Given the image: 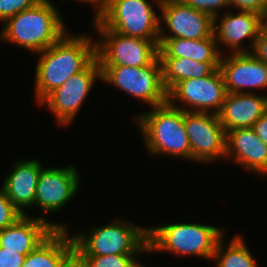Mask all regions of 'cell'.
Masks as SVG:
<instances>
[{"mask_svg":"<svg viewBox=\"0 0 267 267\" xmlns=\"http://www.w3.org/2000/svg\"><path fill=\"white\" fill-rule=\"evenodd\" d=\"M223 238L218 242L212 258L217 262L216 267H257V261L245 245L244 238L235 235L227 247Z\"/></svg>","mask_w":267,"mask_h":267,"instance_id":"23","label":"cell"},{"mask_svg":"<svg viewBox=\"0 0 267 267\" xmlns=\"http://www.w3.org/2000/svg\"><path fill=\"white\" fill-rule=\"evenodd\" d=\"M69 35L37 53L35 69L36 103H40L72 75L82 71L96 57V42L86 34Z\"/></svg>","mask_w":267,"mask_h":267,"instance_id":"1","label":"cell"},{"mask_svg":"<svg viewBox=\"0 0 267 267\" xmlns=\"http://www.w3.org/2000/svg\"><path fill=\"white\" fill-rule=\"evenodd\" d=\"M101 80L129 93L152 107L167 102L168 92L163 84L159 57L145 67L100 66Z\"/></svg>","mask_w":267,"mask_h":267,"instance_id":"7","label":"cell"},{"mask_svg":"<svg viewBox=\"0 0 267 267\" xmlns=\"http://www.w3.org/2000/svg\"><path fill=\"white\" fill-rule=\"evenodd\" d=\"M86 267H136L137 254L77 255Z\"/></svg>","mask_w":267,"mask_h":267,"instance_id":"24","label":"cell"},{"mask_svg":"<svg viewBox=\"0 0 267 267\" xmlns=\"http://www.w3.org/2000/svg\"><path fill=\"white\" fill-rule=\"evenodd\" d=\"M261 29L267 33V11L261 13Z\"/></svg>","mask_w":267,"mask_h":267,"instance_id":"34","label":"cell"},{"mask_svg":"<svg viewBox=\"0 0 267 267\" xmlns=\"http://www.w3.org/2000/svg\"><path fill=\"white\" fill-rule=\"evenodd\" d=\"M88 233L73 235L76 255L148 253V227L116 218L108 225L91 227Z\"/></svg>","mask_w":267,"mask_h":267,"instance_id":"5","label":"cell"},{"mask_svg":"<svg viewBox=\"0 0 267 267\" xmlns=\"http://www.w3.org/2000/svg\"><path fill=\"white\" fill-rule=\"evenodd\" d=\"M42 166L36 159L15 162L12 171L3 181L2 189L22 215H26L25 208L34 206Z\"/></svg>","mask_w":267,"mask_h":267,"instance_id":"19","label":"cell"},{"mask_svg":"<svg viewBox=\"0 0 267 267\" xmlns=\"http://www.w3.org/2000/svg\"><path fill=\"white\" fill-rule=\"evenodd\" d=\"M222 18V19H221ZM221 18H213V35L217 44H222L233 53H251L243 45L244 39L250 38L249 47L253 49L255 40L261 29V14L254 11L240 10L237 14L224 13ZM218 19L219 24H217Z\"/></svg>","mask_w":267,"mask_h":267,"instance_id":"16","label":"cell"},{"mask_svg":"<svg viewBox=\"0 0 267 267\" xmlns=\"http://www.w3.org/2000/svg\"><path fill=\"white\" fill-rule=\"evenodd\" d=\"M101 80L100 63L95 57L82 71L72 75L59 88L51 92L41 103L51 110L59 126L73 122L95 80Z\"/></svg>","mask_w":267,"mask_h":267,"instance_id":"10","label":"cell"},{"mask_svg":"<svg viewBox=\"0 0 267 267\" xmlns=\"http://www.w3.org/2000/svg\"><path fill=\"white\" fill-rule=\"evenodd\" d=\"M184 125L192 161L211 163L225 158L226 132L218 114L184 111Z\"/></svg>","mask_w":267,"mask_h":267,"instance_id":"11","label":"cell"},{"mask_svg":"<svg viewBox=\"0 0 267 267\" xmlns=\"http://www.w3.org/2000/svg\"><path fill=\"white\" fill-rule=\"evenodd\" d=\"M224 231L202 223H174L148 227V252L166 251L211 259Z\"/></svg>","mask_w":267,"mask_h":267,"instance_id":"4","label":"cell"},{"mask_svg":"<svg viewBox=\"0 0 267 267\" xmlns=\"http://www.w3.org/2000/svg\"><path fill=\"white\" fill-rule=\"evenodd\" d=\"M184 4L202 11L212 18L219 16L220 8L230 7L229 0H181ZM219 8V9H218Z\"/></svg>","mask_w":267,"mask_h":267,"instance_id":"27","label":"cell"},{"mask_svg":"<svg viewBox=\"0 0 267 267\" xmlns=\"http://www.w3.org/2000/svg\"><path fill=\"white\" fill-rule=\"evenodd\" d=\"M229 4L232 7L238 8L244 11H254L259 14L263 12L265 0H229Z\"/></svg>","mask_w":267,"mask_h":267,"instance_id":"30","label":"cell"},{"mask_svg":"<svg viewBox=\"0 0 267 267\" xmlns=\"http://www.w3.org/2000/svg\"><path fill=\"white\" fill-rule=\"evenodd\" d=\"M267 146V111L251 127Z\"/></svg>","mask_w":267,"mask_h":267,"instance_id":"31","label":"cell"},{"mask_svg":"<svg viewBox=\"0 0 267 267\" xmlns=\"http://www.w3.org/2000/svg\"><path fill=\"white\" fill-rule=\"evenodd\" d=\"M57 7L50 0H40L30 9L8 18L0 32L2 41L18 44L39 53L60 40L67 30Z\"/></svg>","mask_w":267,"mask_h":267,"instance_id":"2","label":"cell"},{"mask_svg":"<svg viewBox=\"0 0 267 267\" xmlns=\"http://www.w3.org/2000/svg\"><path fill=\"white\" fill-rule=\"evenodd\" d=\"M21 216L23 215L0 187V231L15 223Z\"/></svg>","mask_w":267,"mask_h":267,"instance_id":"25","label":"cell"},{"mask_svg":"<svg viewBox=\"0 0 267 267\" xmlns=\"http://www.w3.org/2000/svg\"><path fill=\"white\" fill-rule=\"evenodd\" d=\"M25 255L0 247V267H22Z\"/></svg>","mask_w":267,"mask_h":267,"instance_id":"28","label":"cell"},{"mask_svg":"<svg viewBox=\"0 0 267 267\" xmlns=\"http://www.w3.org/2000/svg\"><path fill=\"white\" fill-rule=\"evenodd\" d=\"M62 267H86L83 261L74 253Z\"/></svg>","mask_w":267,"mask_h":267,"instance_id":"33","label":"cell"},{"mask_svg":"<svg viewBox=\"0 0 267 267\" xmlns=\"http://www.w3.org/2000/svg\"><path fill=\"white\" fill-rule=\"evenodd\" d=\"M40 0H0V22L35 6Z\"/></svg>","mask_w":267,"mask_h":267,"instance_id":"26","label":"cell"},{"mask_svg":"<svg viewBox=\"0 0 267 267\" xmlns=\"http://www.w3.org/2000/svg\"><path fill=\"white\" fill-rule=\"evenodd\" d=\"M225 158L267 176V146L252 128H238L226 132Z\"/></svg>","mask_w":267,"mask_h":267,"instance_id":"17","label":"cell"},{"mask_svg":"<svg viewBox=\"0 0 267 267\" xmlns=\"http://www.w3.org/2000/svg\"><path fill=\"white\" fill-rule=\"evenodd\" d=\"M42 217L21 216L15 223L0 231V247L27 255L44 242L56 229H68Z\"/></svg>","mask_w":267,"mask_h":267,"instance_id":"15","label":"cell"},{"mask_svg":"<svg viewBox=\"0 0 267 267\" xmlns=\"http://www.w3.org/2000/svg\"><path fill=\"white\" fill-rule=\"evenodd\" d=\"M136 267H145V265L144 264H139L138 266H136Z\"/></svg>","mask_w":267,"mask_h":267,"instance_id":"36","label":"cell"},{"mask_svg":"<svg viewBox=\"0 0 267 267\" xmlns=\"http://www.w3.org/2000/svg\"><path fill=\"white\" fill-rule=\"evenodd\" d=\"M155 2L162 14L159 38L205 39L213 35V18L210 15L184 4L181 0ZM163 20L165 27L169 29L167 34L161 24Z\"/></svg>","mask_w":267,"mask_h":267,"instance_id":"12","label":"cell"},{"mask_svg":"<svg viewBox=\"0 0 267 267\" xmlns=\"http://www.w3.org/2000/svg\"><path fill=\"white\" fill-rule=\"evenodd\" d=\"M214 35L205 39L159 38V57H183L199 62H220Z\"/></svg>","mask_w":267,"mask_h":267,"instance_id":"21","label":"cell"},{"mask_svg":"<svg viewBox=\"0 0 267 267\" xmlns=\"http://www.w3.org/2000/svg\"><path fill=\"white\" fill-rule=\"evenodd\" d=\"M150 155H167L191 160V148L184 125V111L168 101L136 116Z\"/></svg>","mask_w":267,"mask_h":267,"instance_id":"3","label":"cell"},{"mask_svg":"<svg viewBox=\"0 0 267 267\" xmlns=\"http://www.w3.org/2000/svg\"><path fill=\"white\" fill-rule=\"evenodd\" d=\"M267 111V95L227 93L218 117L225 132L238 128H251Z\"/></svg>","mask_w":267,"mask_h":267,"instance_id":"18","label":"cell"},{"mask_svg":"<svg viewBox=\"0 0 267 267\" xmlns=\"http://www.w3.org/2000/svg\"><path fill=\"white\" fill-rule=\"evenodd\" d=\"M93 5L95 8V16L93 20L97 19L106 9L109 0H78Z\"/></svg>","mask_w":267,"mask_h":267,"instance_id":"32","label":"cell"},{"mask_svg":"<svg viewBox=\"0 0 267 267\" xmlns=\"http://www.w3.org/2000/svg\"><path fill=\"white\" fill-rule=\"evenodd\" d=\"M73 254L74 242L68 230L56 229L35 250L26 255L22 267H62Z\"/></svg>","mask_w":267,"mask_h":267,"instance_id":"20","label":"cell"},{"mask_svg":"<svg viewBox=\"0 0 267 267\" xmlns=\"http://www.w3.org/2000/svg\"><path fill=\"white\" fill-rule=\"evenodd\" d=\"M226 94L223 74L220 68H217L206 77L190 78L178 82L168 92L167 101L183 111L218 114ZM178 102L186 107L177 106Z\"/></svg>","mask_w":267,"mask_h":267,"instance_id":"9","label":"cell"},{"mask_svg":"<svg viewBox=\"0 0 267 267\" xmlns=\"http://www.w3.org/2000/svg\"><path fill=\"white\" fill-rule=\"evenodd\" d=\"M162 64L163 84L169 92L178 82L203 78L220 67V62H199L183 57H159Z\"/></svg>","mask_w":267,"mask_h":267,"instance_id":"22","label":"cell"},{"mask_svg":"<svg viewBox=\"0 0 267 267\" xmlns=\"http://www.w3.org/2000/svg\"><path fill=\"white\" fill-rule=\"evenodd\" d=\"M251 53L267 64V33L260 29Z\"/></svg>","mask_w":267,"mask_h":267,"instance_id":"29","label":"cell"},{"mask_svg":"<svg viewBox=\"0 0 267 267\" xmlns=\"http://www.w3.org/2000/svg\"><path fill=\"white\" fill-rule=\"evenodd\" d=\"M263 11H267V0H265V4H264V7H263Z\"/></svg>","mask_w":267,"mask_h":267,"instance_id":"35","label":"cell"},{"mask_svg":"<svg viewBox=\"0 0 267 267\" xmlns=\"http://www.w3.org/2000/svg\"><path fill=\"white\" fill-rule=\"evenodd\" d=\"M148 0H109L97 18L107 29L145 40H159L160 17Z\"/></svg>","mask_w":267,"mask_h":267,"instance_id":"8","label":"cell"},{"mask_svg":"<svg viewBox=\"0 0 267 267\" xmlns=\"http://www.w3.org/2000/svg\"><path fill=\"white\" fill-rule=\"evenodd\" d=\"M93 24L103 38L102 41H95L96 57L100 66L145 67L159 57V40L119 34L107 29L98 19Z\"/></svg>","mask_w":267,"mask_h":267,"instance_id":"6","label":"cell"},{"mask_svg":"<svg viewBox=\"0 0 267 267\" xmlns=\"http://www.w3.org/2000/svg\"><path fill=\"white\" fill-rule=\"evenodd\" d=\"M219 68L227 93H250V88H267V64L252 53L223 55Z\"/></svg>","mask_w":267,"mask_h":267,"instance_id":"14","label":"cell"},{"mask_svg":"<svg viewBox=\"0 0 267 267\" xmlns=\"http://www.w3.org/2000/svg\"><path fill=\"white\" fill-rule=\"evenodd\" d=\"M80 177L73 165L42 169L36 186L34 206L37 205L46 213L58 212L78 193Z\"/></svg>","mask_w":267,"mask_h":267,"instance_id":"13","label":"cell"}]
</instances>
